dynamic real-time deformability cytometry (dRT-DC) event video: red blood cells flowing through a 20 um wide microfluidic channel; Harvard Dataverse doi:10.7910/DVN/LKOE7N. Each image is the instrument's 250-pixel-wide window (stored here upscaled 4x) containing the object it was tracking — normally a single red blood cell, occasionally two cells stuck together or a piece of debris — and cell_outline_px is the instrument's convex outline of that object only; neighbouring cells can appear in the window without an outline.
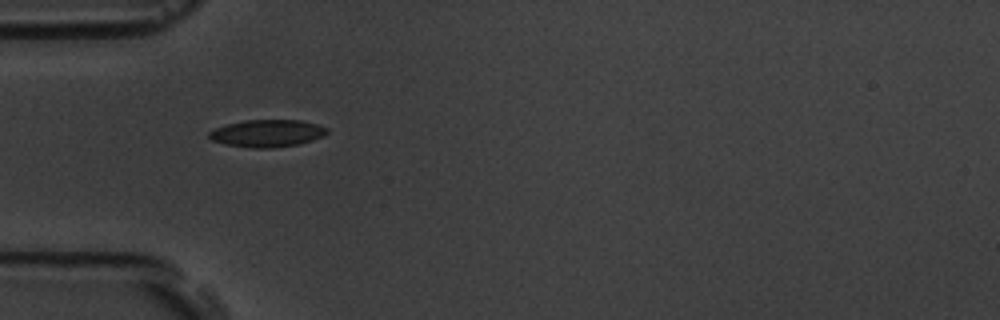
{"species": "common noctule bat (a hibernating species)", "species_latin": "Nyctalus noctula", "temperature_condition": "room temperature", "stored_images_in_passage": 38, "camera_frame_rate_fps": 3000, "um_per_image_px": 0.085, "animal": {"sex": "male", "body_mass_g": 19.5, "forearm_length_mm": 54.6}, "frame": {"image": 1, "passage_image": 1, "time_ms": 0.0, "image_size_px": [1000, 320], "cell_outline_px": [[328, 132], [324, 136], [300, 144], [276, 148], [252, 148], [224, 144], [212, 140], [208, 136], [208, 132], [216, 128], [228, 124], [244, 120], [300, 120], [316, 124], [328, 128]], "centroid_in_image_um": [22.73, 11.34], "position_along_channel_um": 62.3, "area_um2": 18.84}}
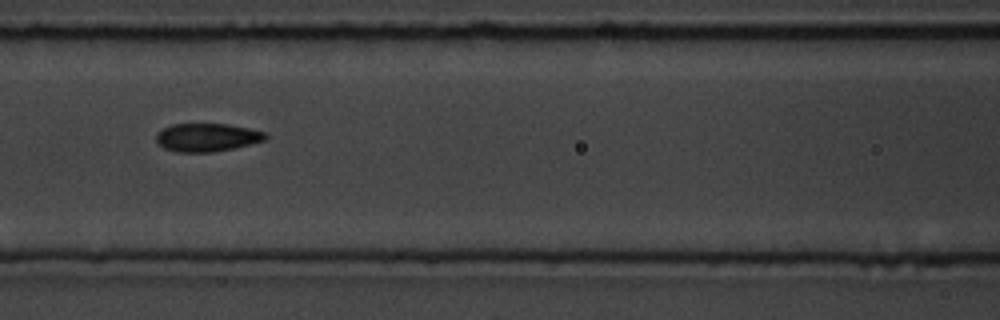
{"frame": {"image": 2, "passage_image": 8, "time_ms": 2.333, "image_size_px": [1000, 320], "cell_outline_px": [[268, 140], [232, 148], [212, 152], [176, 152], [164, 148], [156, 144], [156, 132], [172, 124], [228, 124], [248, 128], [264, 132], [268, 136]], "centroid_in_image_um": [17.57, 11.68], "position_along_channel_um": 149.0, "area_um2": 18.03}}
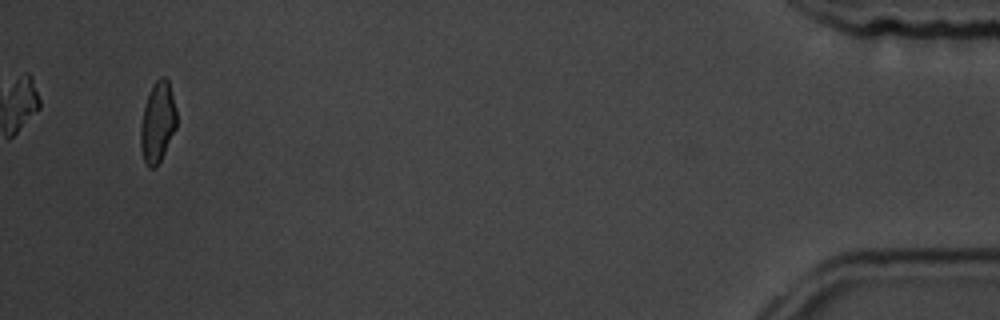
{"frame": {"image": 3, "passage_image": 36, "time_ms": 11.667, "image_size_px": [1000, 320], "cell_outline_px": [[176, 128], [156, 168], [148, 168], [144, 160], [140, 148], [140, 128], [144, 108], [152, 84], [160, 76], [164, 76], [168, 80], [176, 108]], "centroid_in_image_um": [13.39, 10.39], "position_along_channel_um": 421.8, "area_um2": 16.82}, "authors_computed_cell_mechanics": {"area_um2": 17.8313, "velocity_mm_per_s": 3.7922, "shape_relaxation_time_tau1_ms": 4.1423, "shape_relaxation_time_tau2_ms": 2.0091, "deformation_change_tau1": 0.1013, "deformation_change_tau2": 0.0578}}